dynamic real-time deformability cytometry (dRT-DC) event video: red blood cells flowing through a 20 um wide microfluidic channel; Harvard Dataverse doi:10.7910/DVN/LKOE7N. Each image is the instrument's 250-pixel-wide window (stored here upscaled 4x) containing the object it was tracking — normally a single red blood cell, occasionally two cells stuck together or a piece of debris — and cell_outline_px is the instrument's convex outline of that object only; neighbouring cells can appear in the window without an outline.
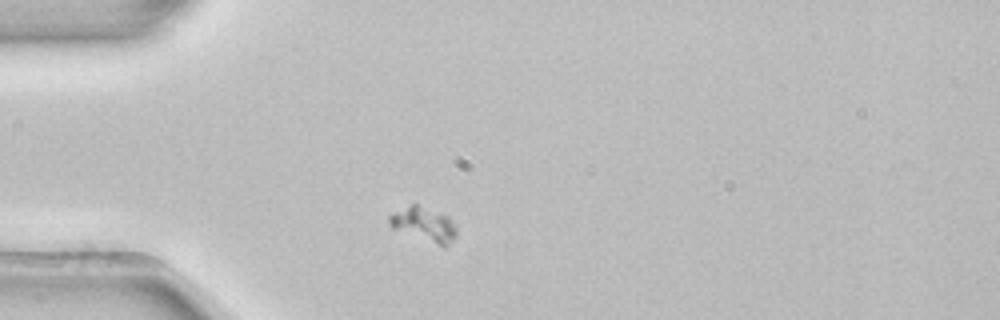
{"species": "common noctule bat (a hibernating species)", "species_latin": "Nyctalus noctula", "temperature_condition": "room temperature", "stored_images_in_passage": 2, "camera_frame_rate_fps": 3000, "um_per_image_px": 0.085, "animal": {"sex": "female", "body_mass_g": 22.7, "forearm_length_mm": 54.2}, "frame": {"image": 1, "passage_image": 2, "time_ms": 0.333, "image_size_px": [1000, 320], "cell_outline_px": [[456, 236], [444, 248], [392, 228], [388, 224], [388, 216], [392, 212], [412, 204], [416, 204], [448, 216], [456, 224]], "centroid_in_image_um": [36.03, 19.08], "position_along_channel_um": 49.0, "area_um2": 13.53}}